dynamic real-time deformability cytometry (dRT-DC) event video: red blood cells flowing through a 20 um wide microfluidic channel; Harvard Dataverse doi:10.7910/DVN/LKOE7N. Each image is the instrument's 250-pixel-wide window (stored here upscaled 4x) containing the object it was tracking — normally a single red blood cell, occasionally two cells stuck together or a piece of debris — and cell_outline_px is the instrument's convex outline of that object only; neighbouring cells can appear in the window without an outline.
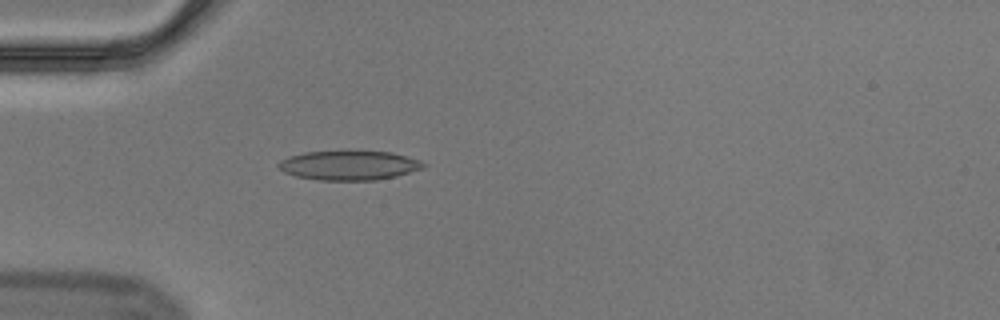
{"species": "Egyptian fruit bat (a non-hibernating species)", "species_latin": "Rousettus aegyptiacus", "temperature_condition": "cold", "stored_images_in_passage": 33, "camera_frame_rate_fps": 3000, "um_per_image_px": 0.085, "animal": {"sex": "male"}, "frame": {"image": 1, "passage_image": 1, "time_ms": 0.0, "image_size_px": [1000, 320], "cell_outline_px": [[428, 164], [424, 168], [396, 176], [376, 180], [320, 180], [296, 176], [284, 172], [276, 164], [280, 160], [288, 156], [304, 152], [392, 152], [420, 160]], "centroid_in_image_um": [29.68, 14.06], "position_along_channel_um": 55.3, "area_um2": 24.62}}